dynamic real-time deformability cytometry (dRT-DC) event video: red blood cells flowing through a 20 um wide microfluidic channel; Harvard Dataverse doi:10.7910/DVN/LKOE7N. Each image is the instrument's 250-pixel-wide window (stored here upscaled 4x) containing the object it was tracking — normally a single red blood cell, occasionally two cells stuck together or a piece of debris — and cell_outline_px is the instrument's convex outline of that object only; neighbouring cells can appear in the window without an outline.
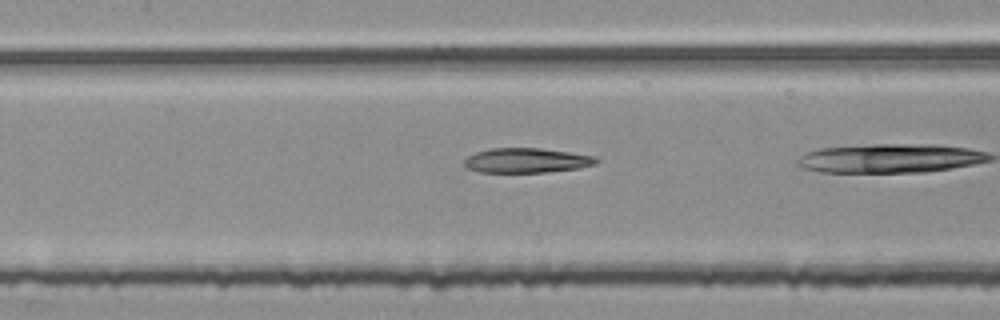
{"species": "common noctule bat (a hibernating species)", "species_latin": "Nyctalus noctula", "temperature_condition": "room temperature", "stored_images_in_passage": 25, "camera_frame_rate_fps": 3000, "um_per_image_px": 0.085, "animal": {"sex": "female", "body_mass_g": 25.1}, "frame": {"image": 1, "passage_image": 8, "time_ms": 2.333, "image_size_px": [1000, 320], "cell_outline_px": [[600, 160], [596, 164], [580, 168], [548, 172], [480, 172], [468, 168], [464, 164], [464, 160], [468, 156], [476, 152], [492, 148], [540, 148], [596, 156]], "centroid_in_image_um": [44.8, 13.64], "position_along_channel_um": 162.6, "area_um2": 19.02}}
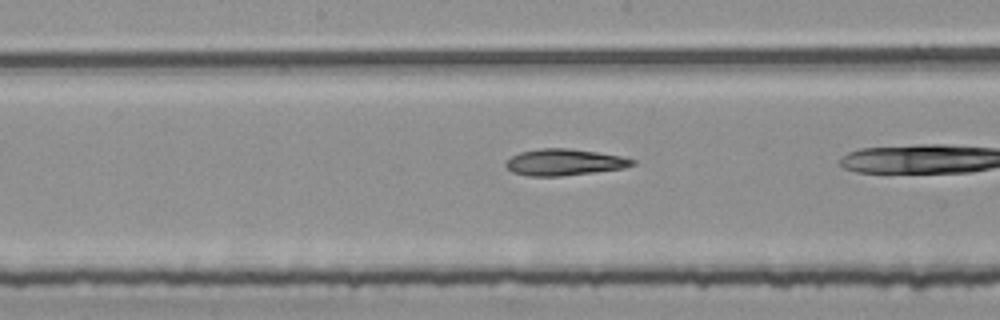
{"frame": {"image": 2, "passage_image": 11, "time_ms": 3.333, "image_size_px": [1000, 320], "cell_outline_px": [[636, 164], [624, 168], [560, 176], [528, 176], [512, 172], [504, 164], [512, 156], [520, 152], [540, 148], [568, 148], [596, 152], [620, 156], [636, 160]], "centroid_in_image_um": [47.96, 13.79], "position_along_channel_um": 200.2, "area_um2": 19.36}}